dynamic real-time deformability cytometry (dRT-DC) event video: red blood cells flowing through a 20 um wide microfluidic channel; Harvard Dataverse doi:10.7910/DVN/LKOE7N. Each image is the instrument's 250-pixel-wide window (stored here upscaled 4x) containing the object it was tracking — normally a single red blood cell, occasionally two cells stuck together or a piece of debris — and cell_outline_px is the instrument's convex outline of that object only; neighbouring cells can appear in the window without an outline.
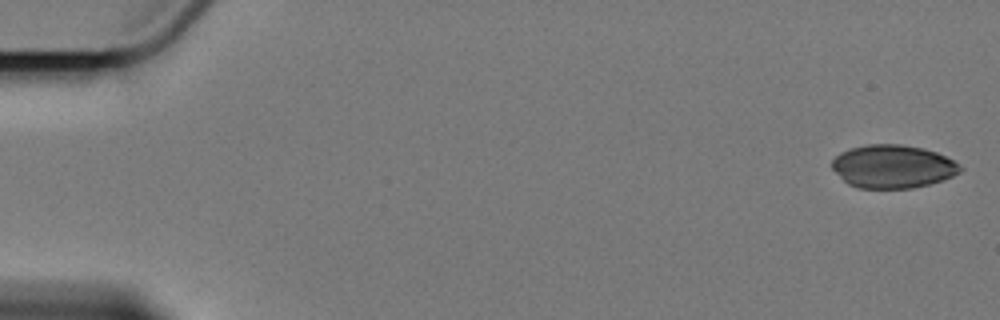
{"species": "Egyptian fruit bat (a non-hibernating species)", "species_latin": "Rousettus aegyptiacus", "temperature_condition": "cold", "stored_images_in_passage": 7, "camera_frame_rate_fps": 3000, "um_per_image_px": 0.085, "animal": {"sex": "female"}, "frame": {"image": 1, "passage_image": 1, "time_ms": 0.0, "image_size_px": [1000, 320], "cell_outline_px": [[964, 168], [960, 172], [944, 180], [912, 188], [860, 188], [848, 184], [832, 168], [832, 160], [840, 152], [852, 148], [868, 144], [900, 144], [924, 148], [936, 152], [960, 164]], "centroid_in_image_um": [75.91, 14.15], "position_along_channel_um": 9.1, "area_um2": 32.19}}
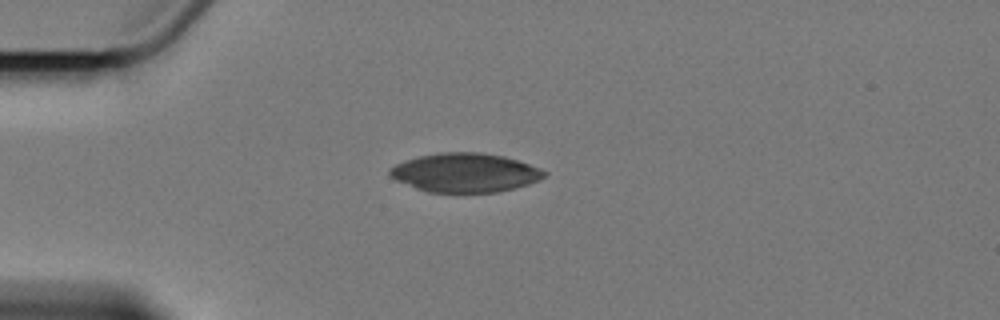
{"frame": {"image": 2, "passage_image": 5, "time_ms": 4.667, "image_size_px": [1000, 320], "cell_outline_px": [[548, 172], [540, 180], [528, 184], [496, 192], [428, 192], [416, 188], [396, 180], [388, 172], [388, 168], [404, 160], [420, 156], [440, 152], [480, 152], [504, 156], [540, 168]], "centroid_in_image_um": [39.52, 14.67], "position_along_channel_um": 45.5, "area_um2": 34.91}}
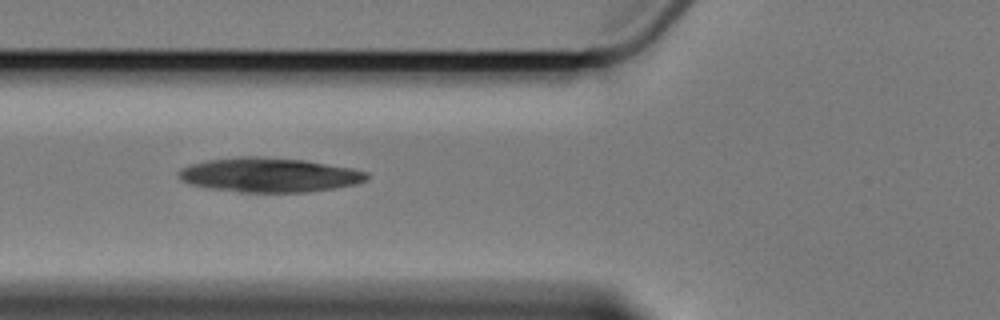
{"frame": {"image": 3, "passage_image": 7, "time_ms": 7.0, "image_size_px": [1000, 320], "cell_outline_px": [[368, 176], [364, 180], [356, 184], [336, 188], [304, 192], [240, 192], [208, 188], [192, 184], [180, 180], [180, 172], [184, 168], [192, 164], [208, 160], [240, 156], [260, 156], [304, 160], [352, 168], [368, 172]], "centroid_in_image_um": [22.91, 14.87], "position_along_channel_um": 102.9, "area_um2": 37.4}}